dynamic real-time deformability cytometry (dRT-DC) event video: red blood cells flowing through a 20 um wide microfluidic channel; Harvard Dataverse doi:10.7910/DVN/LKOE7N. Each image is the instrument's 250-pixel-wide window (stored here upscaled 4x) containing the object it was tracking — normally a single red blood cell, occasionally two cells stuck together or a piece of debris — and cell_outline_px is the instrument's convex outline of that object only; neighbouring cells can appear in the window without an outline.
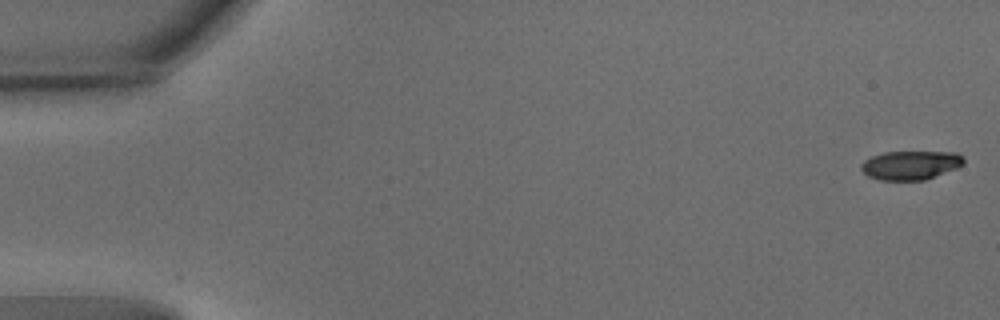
{"species": "common noctule bat (a hibernating species)", "species_latin": "Nyctalus noctula", "temperature_condition": "warm", "stored_images_in_passage": 54, "camera_frame_rate_fps": 3000, "um_per_image_px": 0.085, "animal": {"sex": "male", "body_mass_g": 15.6}, "frame": {"image": 1, "passage_image": 1, "time_ms": 0.0, "image_size_px": [1000, 320], "cell_outline_px": [[964, 164], [956, 168], [924, 180], [880, 180], [868, 176], [860, 168], [860, 164], [864, 160], [872, 156], [884, 152], [956, 152], [964, 156]], "centroid_in_image_um": [77.4, 14.03], "position_along_channel_um": 7.6, "area_um2": 17.28}}
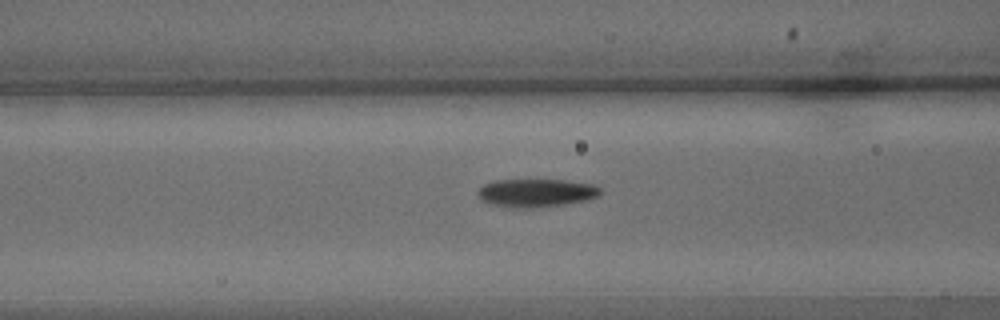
{"frame": {"image": 2, "passage_image": 22, "time_ms": 7.0, "image_size_px": [1000, 320], "cell_outline_px": [[600, 192], [596, 196], [584, 200], [564, 204], [528, 208], [512, 208], [492, 204], [480, 200], [476, 192], [484, 184], [492, 180], [564, 180], [596, 184], [600, 188]], "centroid_in_image_um": [45.52, 16.38], "position_along_channel_um": 121.1, "area_um2": 20.06}}
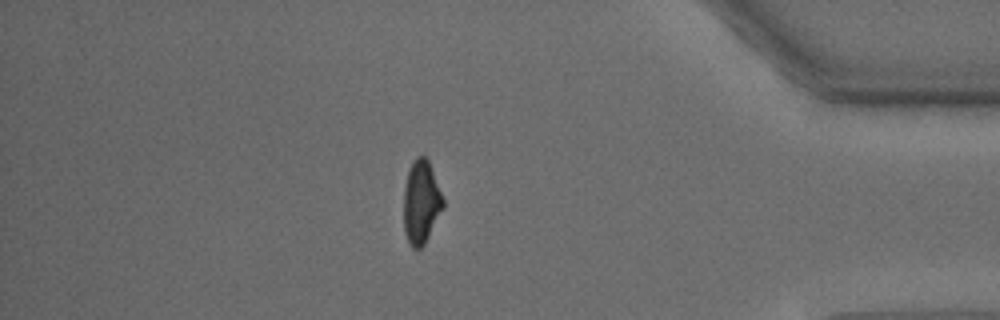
{"frame": {"image": 3, "passage_image": 47, "time_ms": 15.333, "image_size_px": [1000, 320], "cell_outline_px": [[444, 208], [424, 244], [420, 248], [412, 248], [404, 232], [404, 188], [408, 172], [416, 156], [424, 156], [428, 160], [444, 200]], "centroid_in_image_um": [35.8, 17.2], "position_along_channel_um": 399.4, "area_um2": 18.9}, "authors_computed_cell_mechanics": {"area_um2": 19.3341, "velocity_mm_per_s": 3.747, "shape_relaxation_time_tau1_ms": 2.9765, "shape_relaxation_time_tau2_ms": 2.9476, "deformation_change_tau1": 0.1603, "deformation_change_tau2": 0.0942}}